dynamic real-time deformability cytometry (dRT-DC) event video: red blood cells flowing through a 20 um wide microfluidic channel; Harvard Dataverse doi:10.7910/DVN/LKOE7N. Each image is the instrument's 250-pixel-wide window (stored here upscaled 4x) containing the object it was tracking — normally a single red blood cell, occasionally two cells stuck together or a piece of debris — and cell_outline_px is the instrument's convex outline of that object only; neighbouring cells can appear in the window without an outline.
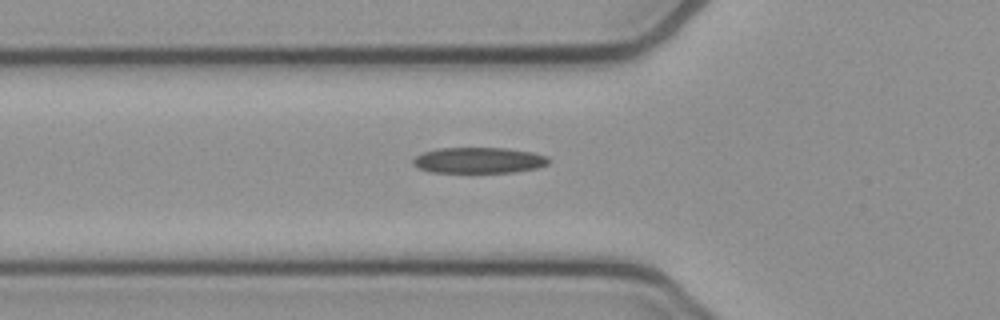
{"species": "common noctule bat (a hibernating species)", "species_latin": "Nyctalus noctula", "temperature_condition": "cold", "stored_images_in_passage": 31, "camera_frame_rate_fps": 3000, "um_per_image_px": 0.085, "animal": {"sex": "female", "body_mass_g": 21.9}, "frame": {"image": 1, "passage_image": 2, "time_ms": 0.333, "image_size_px": [1000, 320], "cell_outline_px": [[548, 164], [536, 168], [516, 172], [428, 172], [412, 164], [412, 160], [416, 156], [424, 152], [440, 148], [508, 148], [532, 152], [548, 156]], "centroid_in_image_um": [40.7, 13.62], "position_along_channel_um": 85.1, "area_um2": 20.4}}
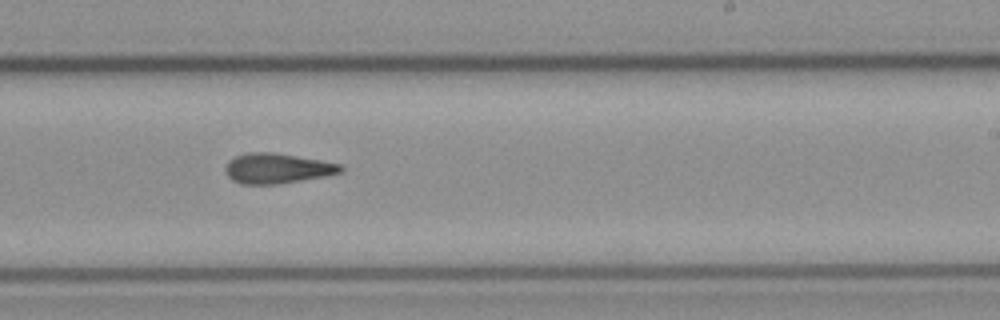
{"frame": {"image": 2, "passage_image": 16, "time_ms": 5.0, "image_size_px": [1000, 320], "cell_outline_px": [[344, 168], [340, 172], [324, 176], [280, 184], [240, 184], [232, 180], [224, 172], [224, 168], [228, 160], [236, 156], [248, 152], [272, 152], [320, 160], [340, 164]], "centroid_in_image_um": [23.5, 14.31], "position_along_channel_um": 265.5, "area_um2": 20.23}}
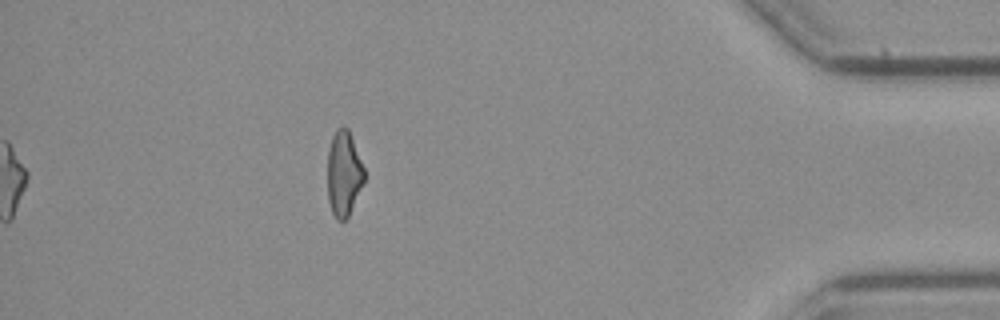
{"frame": {"image": 3, "passage_image": 31, "time_ms": 10.0, "image_size_px": [1000, 320], "cell_outline_px": [[364, 184], [348, 216], [344, 220], [336, 220], [332, 212], [328, 200], [328, 148], [332, 136], [336, 128], [348, 128], [364, 168]], "centroid_in_image_um": [29.22, 14.76], "position_along_channel_um": 406.0, "area_um2": 18.21}}